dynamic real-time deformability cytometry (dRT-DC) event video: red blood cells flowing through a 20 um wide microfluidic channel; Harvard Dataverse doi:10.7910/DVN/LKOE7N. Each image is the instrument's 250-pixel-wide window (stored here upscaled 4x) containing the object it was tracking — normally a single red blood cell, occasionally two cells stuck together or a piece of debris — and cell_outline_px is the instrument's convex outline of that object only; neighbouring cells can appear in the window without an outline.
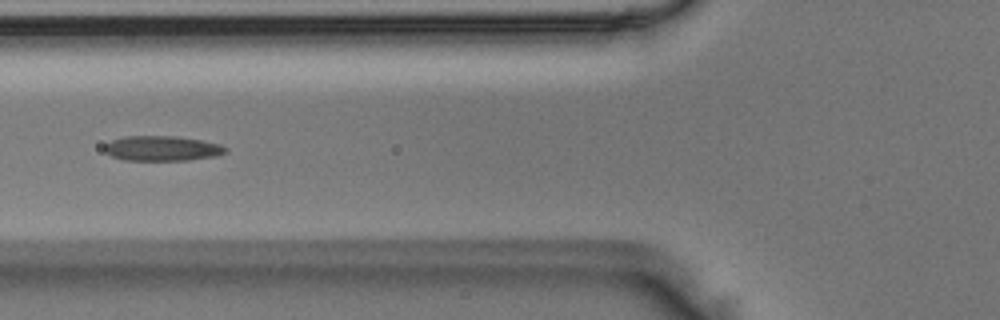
{"species": "Egyptian fruit bat (a non-hibernating species)", "species_latin": "Rousettus aegyptiacus", "temperature_condition": "room temperature", "stored_images_in_passage": 10, "camera_frame_rate_fps": 3000, "um_per_image_px": 0.085, "animal": {"sex": "male"}, "frame": {"image": 1, "passage_image": 6, "time_ms": 1.667, "image_size_px": [1000, 320], "cell_outline_px": [[228, 152], [216, 156], [188, 160], [124, 160], [112, 156], [104, 152], [104, 144], [112, 140], [124, 136], [176, 136], [200, 140], [220, 144], [228, 148]], "centroid_in_image_um": [13.78, 12.61], "position_along_channel_um": 112.0, "area_um2": 17.74}}